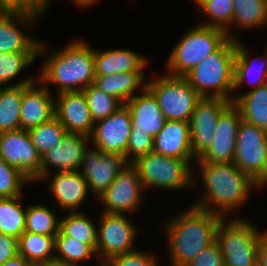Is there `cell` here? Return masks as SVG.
Here are the masks:
<instances>
[{"instance_id": "11", "label": "cell", "mask_w": 267, "mask_h": 266, "mask_svg": "<svg viewBox=\"0 0 267 266\" xmlns=\"http://www.w3.org/2000/svg\"><path fill=\"white\" fill-rule=\"evenodd\" d=\"M0 157L18 169L31 182L41 179V155L27 130L0 133Z\"/></svg>"}, {"instance_id": "24", "label": "cell", "mask_w": 267, "mask_h": 266, "mask_svg": "<svg viewBox=\"0 0 267 266\" xmlns=\"http://www.w3.org/2000/svg\"><path fill=\"white\" fill-rule=\"evenodd\" d=\"M147 59L126 49H112L104 52L95 50V75H114L119 72H143Z\"/></svg>"}, {"instance_id": "1", "label": "cell", "mask_w": 267, "mask_h": 266, "mask_svg": "<svg viewBox=\"0 0 267 266\" xmlns=\"http://www.w3.org/2000/svg\"><path fill=\"white\" fill-rule=\"evenodd\" d=\"M198 166L201 169L206 196L193 206L218 214L222 218L247 200L251 188L261 187L233 162H198Z\"/></svg>"}, {"instance_id": "23", "label": "cell", "mask_w": 267, "mask_h": 266, "mask_svg": "<svg viewBox=\"0 0 267 266\" xmlns=\"http://www.w3.org/2000/svg\"><path fill=\"white\" fill-rule=\"evenodd\" d=\"M52 177L49 188L61 209L75 212L88 193V185L84 176L79 171H73L56 172Z\"/></svg>"}, {"instance_id": "38", "label": "cell", "mask_w": 267, "mask_h": 266, "mask_svg": "<svg viewBox=\"0 0 267 266\" xmlns=\"http://www.w3.org/2000/svg\"><path fill=\"white\" fill-rule=\"evenodd\" d=\"M38 55L39 52L0 53V87L14 79Z\"/></svg>"}, {"instance_id": "18", "label": "cell", "mask_w": 267, "mask_h": 266, "mask_svg": "<svg viewBox=\"0 0 267 266\" xmlns=\"http://www.w3.org/2000/svg\"><path fill=\"white\" fill-rule=\"evenodd\" d=\"M89 140L90 137L86 135L67 133L41 157V179L48 177V167L51 166L57 168L58 172L79 171Z\"/></svg>"}, {"instance_id": "16", "label": "cell", "mask_w": 267, "mask_h": 266, "mask_svg": "<svg viewBox=\"0 0 267 266\" xmlns=\"http://www.w3.org/2000/svg\"><path fill=\"white\" fill-rule=\"evenodd\" d=\"M232 103L223 98L202 97L191 116L190 136L192 151L197 158L210 146L221 113Z\"/></svg>"}, {"instance_id": "27", "label": "cell", "mask_w": 267, "mask_h": 266, "mask_svg": "<svg viewBox=\"0 0 267 266\" xmlns=\"http://www.w3.org/2000/svg\"><path fill=\"white\" fill-rule=\"evenodd\" d=\"M143 75V72H119L114 75L96 76L94 85L125 103L135 96L133 92L137 88L143 90L146 87Z\"/></svg>"}, {"instance_id": "33", "label": "cell", "mask_w": 267, "mask_h": 266, "mask_svg": "<svg viewBox=\"0 0 267 266\" xmlns=\"http://www.w3.org/2000/svg\"><path fill=\"white\" fill-rule=\"evenodd\" d=\"M25 231L40 235L56 236L59 232L60 220L43 204L26 207Z\"/></svg>"}, {"instance_id": "25", "label": "cell", "mask_w": 267, "mask_h": 266, "mask_svg": "<svg viewBox=\"0 0 267 266\" xmlns=\"http://www.w3.org/2000/svg\"><path fill=\"white\" fill-rule=\"evenodd\" d=\"M33 82L35 80L30 76L17 84L0 87V133L20 129L23 85Z\"/></svg>"}, {"instance_id": "28", "label": "cell", "mask_w": 267, "mask_h": 266, "mask_svg": "<svg viewBox=\"0 0 267 266\" xmlns=\"http://www.w3.org/2000/svg\"><path fill=\"white\" fill-rule=\"evenodd\" d=\"M55 236L24 232L18 238V254L35 266L49 263L54 259Z\"/></svg>"}, {"instance_id": "43", "label": "cell", "mask_w": 267, "mask_h": 266, "mask_svg": "<svg viewBox=\"0 0 267 266\" xmlns=\"http://www.w3.org/2000/svg\"><path fill=\"white\" fill-rule=\"evenodd\" d=\"M18 254V239L0 232V266Z\"/></svg>"}, {"instance_id": "12", "label": "cell", "mask_w": 267, "mask_h": 266, "mask_svg": "<svg viewBox=\"0 0 267 266\" xmlns=\"http://www.w3.org/2000/svg\"><path fill=\"white\" fill-rule=\"evenodd\" d=\"M42 14L31 10H0V53L4 52H39L46 55V49L40 42L24 34L19 26L26 27L37 22Z\"/></svg>"}, {"instance_id": "8", "label": "cell", "mask_w": 267, "mask_h": 266, "mask_svg": "<svg viewBox=\"0 0 267 266\" xmlns=\"http://www.w3.org/2000/svg\"><path fill=\"white\" fill-rule=\"evenodd\" d=\"M166 120L189 123L196 103L202 98L183 76L170 74L146 83Z\"/></svg>"}, {"instance_id": "36", "label": "cell", "mask_w": 267, "mask_h": 266, "mask_svg": "<svg viewBox=\"0 0 267 266\" xmlns=\"http://www.w3.org/2000/svg\"><path fill=\"white\" fill-rule=\"evenodd\" d=\"M86 97L92 119L95 122L105 119L116 112L124 103L118 98L106 94L91 84L82 91Z\"/></svg>"}, {"instance_id": "19", "label": "cell", "mask_w": 267, "mask_h": 266, "mask_svg": "<svg viewBox=\"0 0 267 266\" xmlns=\"http://www.w3.org/2000/svg\"><path fill=\"white\" fill-rule=\"evenodd\" d=\"M55 117L67 133L91 136L95 126L86 97L82 91L56 95Z\"/></svg>"}, {"instance_id": "39", "label": "cell", "mask_w": 267, "mask_h": 266, "mask_svg": "<svg viewBox=\"0 0 267 266\" xmlns=\"http://www.w3.org/2000/svg\"><path fill=\"white\" fill-rule=\"evenodd\" d=\"M31 182L0 157V198L21 196L22 184Z\"/></svg>"}, {"instance_id": "34", "label": "cell", "mask_w": 267, "mask_h": 266, "mask_svg": "<svg viewBox=\"0 0 267 266\" xmlns=\"http://www.w3.org/2000/svg\"><path fill=\"white\" fill-rule=\"evenodd\" d=\"M27 132L41 156L67 134L65 127L55 116L39 126L30 128Z\"/></svg>"}, {"instance_id": "32", "label": "cell", "mask_w": 267, "mask_h": 266, "mask_svg": "<svg viewBox=\"0 0 267 266\" xmlns=\"http://www.w3.org/2000/svg\"><path fill=\"white\" fill-rule=\"evenodd\" d=\"M232 23L247 29L267 24L266 0H234Z\"/></svg>"}, {"instance_id": "47", "label": "cell", "mask_w": 267, "mask_h": 266, "mask_svg": "<svg viewBox=\"0 0 267 266\" xmlns=\"http://www.w3.org/2000/svg\"><path fill=\"white\" fill-rule=\"evenodd\" d=\"M0 10H15V0H0Z\"/></svg>"}, {"instance_id": "30", "label": "cell", "mask_w": 267, "mask_h": 266, "mask_svg": "<svg viewBox=\"0 0 267 266\" xmlns=\"http://www.w3.org/2000/svg\"><path fill=\"white\" fill-rule=\"evenodd\" d=\"M20 198H0V232L16 239L25 232L26 222V210L22 208Z\"/></svg>"}, {"instance_id": "17", "label": "cell", "mask_w": 267, "mask_h": 266, "mask_svg": "<svg viewBox=\"0 0 267 266\" xmlns=\"http://www.w3.org/2000/svg\"><path fill=\"white\" fill-rule=\"evenodd\" d=\"M242 121L240 110L231 103L220 115L210 146L197 158L198 162L231 163L236 147L238 127Z\"/></svg>"}, {"instance_id": "45", "label": "cell", "mask_w": 267, "mask_h": 266, "mask_svg": "<svg viewBox=\"0 0 267 266\" xmlns=\"http://www.w3.org/2000/svg\"><path fill=\"white\" fill-rule=\"evenodd\" d=\"M257 266H267V232L262 236L258 246Z\"/></svg>"}, {"instance_id": "10", "label": "cell", "mask_w": 267, "mask_h": 266, "mask_svg": "<svg viewBox=\"0 0 267 266\" xmlns=\"http://www.w3.org/2000/svg\"><path fill=\"white\" fill-rule=\"evenodd\" d=\"M136 227L124 214L102 213L97 229V257L102 265L114 256L125 254L135 249L133 240Z\"/></svg>"}, {"instance_id": "14", "label": "cell", "mask_w": 267, "mask_h": 266, "mask_svg": "<svg viewBox=\"0 0 267 266\" xmlns=\"http://www.w3.org/2000/svg\"><path fill=\"white\" fill-rule=\"evenodd\" d=\"M126 164L122 155L87 148L79 167L82 171L79 172L87 181L88 190L100 198Z\"/></svg>"}, {"instance_id": "35", "label": "cell", "mask_w": 267, "mask_h": 266, "mask_svg": "<svg viewBox=\"0 0 267 266\" xmlns=\"http://www.w3.org/2000/svg\"><path fill=\"white\" fill-rule=\"evenodd\" d=\"M55 251L59 256L55 254L54 259L71 264H79L94 253L96 256V250L91 245L65 236L60 230L55 236Z\"/></svg>"}, {"instance_id": "44", "label": "cell", "mask_w": 267, "mask_h": 266, "mask_svg": "<svg viewBox=\"0 0 267 266\" xmlns=\"http://www.w3.org/2000/svg\"><path fill=\"white\" fill-rule=\"evenodd\" d=\"M50 0H15V10H31L44 14Z\"/></svg>"}, {"instance_id": "13", "label": "cell", "mask_w": 267, "mask_h": 266, "mask_svg": "<svg viewBox=\"0 0 267 266\" xmlns=\"http://www.w3.org/2000/svg\"><path fill=\"white\" fill-rule=\"evenodd\" d=\"M142 188L138 169L132 163H127L111 185L98 198L104 203V213L134 212L140 204Z\"/></svg>"}, {"instance_id": "21", "label": "cell", "mask_w": 267, "mask_h": 266, "mask_svg": "<svg viewBox=\"0 0 267 266\" xmlns=\"http://www.w3.org/2000/svg\"><path fill=\"white\" fill-rule=\"evenodd\" d=\"M153 151L164 156L191 162L194 158L189 123L166 120L163 128L154 137Z\"/></svg>"}, {"instance_id": "9", "label": "cell", "mask_w": 267, "mask_h": 266, "mask_svg": "<svg viewBox=\"0 0 267 266\" xmlns=\"http://www.w3.org/2000/svg\"><path fill=\"white\" fill-rule=\"evenodd\" d=\"M233 163L256 183L267 184V130L241 121Z\"/></svg>"}, {"instance_id": "46", "label": "cell", "mask_w": 267, "mask_h": 266, "mask_svg": "<svg viewBox=\"0 0 267 266\" xmlns=\"http://www.w3.org/2000/svg\"><path fill=\"white\" fill-rule=\"evenodd\" d=\"M2 266H35V265L32 262L27 261L20 254H17L13 258L7 260Z\"/></svg>"}, {"instance_id": "37", "label": "cell", "mask_w": 267, "mask_h": 266, "mask_svg": "<svg viewBox=\"0 0 267 266\" xmlns=\"http://www.w3.org/2000/svg\"><path fill=\"white\" fill-rule=\"evenodd\" d=\"M199 8L205 14L210 15V22H204L202 25L216 27L228 32L229 25L232 24L234 15V0H205L199 5ZM229 33V34H228Z\"/></svg>"}, {"instance_id": "5", "label": "cell", "mask_w": 267, "mask_h": 266, "mask_svg": "<svg viewBox=\"0 0 267 266\" xmlns=\"http://www.w3.org/2000/svg\"><path fill=\"white\" fill-rule=\"evenodd\" d=\"M222 218L216 230L217 241L225 266H257V251L262 236L248 220L235 218L229 223ZM251 223V224H250Z\"/></svg>"}, {"instance_id": "31", "label": "cell", "mask_w": 267, "mask_h": 266, "mask_svg": "<svg viewBox=\"0 0 267 266\" xmlns=\"http://www.w3.org/2000/svg\"><path fill=\"white\" fill-rule=\"evenodd\" d=\"M70 213L68 217L60 219L59 230L65 236L89 244L96 250L97 226L94 225L93 220L78 211H70Z\"/></svg>"}, {"instance_id": "40", "label": "cell", "mask_w": 267, "mask_h": 266, "mask_svg": "<svg viewBox=\"0 0 267 266\" xmlns=\"http://www.w3.org/2000/svg\"><path fill=\"white\" fill-rule=\"evenodd\" d=\"M154 138L146 132L131 131L124 159L127 163L135 162L139 157L153 151Z\"/></svg>"}, {"instance_id": "29", "label": "cell", "mask_w": 267, "mask_h": 266, "mask_svg": "<svg viewBox=\"0 0 267 266\" xmlns=\"http://www.w3.org/2000/svg\"><path fill=\"white\" fill-rule=\"evenodd\" d=\"M246 50L241 44L238 39L236 41V57H235V62H234V90L237 88L241 87V85L247 80L251 85L254 86V89L259 87L262 84L267 83V56L263 57V63L261 62V65H258V69L256 70L257 75L256 79L253 78L252 81H249V76L251 71H253V65L254 61L256 59H249V52ZM261 67V68H260ZM254 70V71H255ZM250 77V76H249Z\"/></svg>"}, {"instance_id": "22", "label": "cell", "mask_w": 267, "mask_h": 266, "mask_svg": "<svg viewBox=\"0 0 267 266\" xmlns=\"http://www.w3.org/2000/svg\"><path fill=\"white\" fill-rule=\"evenodd\" d=\"M140 93L142 95H135L124 103L131 113V131L146 132L154 138L163 128L166 118L156 98L146 87Z\"/></svg>"}, {"instance_id": "2", "label": "cell", "mask_w": 267, "mask_h": 266, "mask_svg": "<svg viewBox=\"0 0 267 266\" xmlns=\"http://www.w3.org/2000/svg\"><path fill=\"white\" fill-rule=\"evenodd\" d=\"M221 219L218 214L193 205L185 213L171 219L165 226L171 266H186L213 243Z\"/></svg>"}, {"instance_id": "26", "label": "cell", "mask_w": 267, "mask_h": 266, "mask_svg": "<svg viewBox=\"0 0 267 266\" xmlns=\"http://www.w3.org/2000/svg\"><path fill=\"white\" fill-rule=\"evenodd\" d=\"M233 104L240 110L243 121L267 130V83L233 96Z\"/></svg>"}, {"instance_id": "41", "label": "cell", "mask_w": 267, "mask_h": 266, "mask_svg": "<svg viewBox=\"0 0 267 266\" xmlns=\"http://www.w3.org/2000/svg\"><path fill=\"white\" fill-rule=\"evenodd\" d=\"M157 264L153 254L134 250L112 257L103 266H158Z\"/></svg>"}, {"instance_id": "49", "label": "cell", "mask_w": 267, "mask_h": 266, "mask_svg": "<svg viewBox=\"0 0 267 266\" xmlns=\"http://www.w3.org/2000/svg\"><path fill=\"white\" fill-rule=\"evenodd\" d=\"M78 6L87 7L98 0H73Z\"/></svg>"}, {"instance_id": "50", "label": "cell", "mask_w": 267, "mask_h": 266, "mask_svg": "<svg viewBox=\"0 0 267 266\" xmlns=\"http://www.w3.org/2000/svg\"><path fill=\"white\" fill-rule=\"evenodd\" d=\"M196 1V3L198 4V6L202 3V2H204L205 0H195Z\"/></svg>"}, {"instance_id": "15", "label": "cell", "mask_w": 267, "mask_h": 266, "mask_svg": "<svg viewBox=\"0 0 267 266\" xmlns=\"http://www.w3.org/2000/svg\"><path fill=\"white\" fill-rule=\"evenodd\" d=\"M90 141L93 147L104 153L126 154L129 136L132 129V117L124 104L105 119L94 123Z\"/></svg>"}, {"instance_id": "3", "label": "cell", "mask_w": 267, "mask_h": 266, "mask_svg": "<svg viewBox=\"0 0 267 266\" xmlns=\"http://www.w3.org/2000/svg\"><path fill=\"white\" fill-rule=\"evenodd\" d=\"M49 55L39 74V81L44 85L47 83L59 85L57 94L83 91L94 84L95 50L85 41L76 40L59 52H52Z\"/></svg>"}, {"instance_id": "42", "label": "cell", "mask_w": 267, "mask_h": 266, "mask_svg": "<svg viewBox=\"0 0 267 266\" xmlns=\"http://www.w3.org/2000/svg\"><path fill=\"white\" fill-rule=\"evenodd\" d=\"M186 266H225L224 258L221 254L217 241L215 240L207 248L202 250Z\"/></svg>"}, {"instance_id": "20", "label": "cell", "mask_w": 267, "mask_h": 266, "mask_svg": "<svg viewBox=\"0 0 267 266\" xmlns=\"http://www.w3.org/2000/svg\"><path fill=\"white\" fill-rule=\"evenodd\" d=\"M35 82L23 85L20 128L29 130L55 116V101L46 85L35 87Z\"/></svg>"}, {"instance_id": "48", "label": "cell", "mask_w": 267, "mask_h": 266, "mask_svg": "<svg viewBox=\"0 0 267 266\" xmlns=\"http://www.w3.org/2000/svg\"><path fill=\"white\" fill-rule=\"evenodd\" d=\"M40 266H79V265L78 264H71V263H67V262H62V261H58L56 259H53L49 263H46V264H43ZM101 266H103V265L101 264Z\"/></svg>"}, {"instance_id": "4", "label": "cell", "mask_w": 267, "mask_h": 266, "mask_svg": "<svg viewBox=\"0 0 267 266\" xmlns=\"http://www.w3.org/2000/svg\"><path fill=\"white\" fill-rule=\"evenodd\" d=\"M236 41L233 36L228 37L184 76L201 97L223 98L233 103L230 91H234Z\"/></svg>"}, {"instance_id": "7", "label": "cell", "mask_w": 267, "mask_h": 266, "mask_svg": "<svg viewBox=\"0 0 267 266\" xmlns=\"http://www.w3.org/2000/svg\"><path fill=\"white\" fill-rule=\"evenodd\" d=\"M139 173L143 187L162 189H184L196 186L193 178V164L184 159L164 156L151 151L132 163Z\"/></svg>"}, {"instance_id": "6", "label": "cell", "mask_w": 267, "mask_h": 266, "mask_svg": "<svg viewBox=\"0 0 267 266\" xmlns=\"http://www.w3.org/2000/svg\"><path fill=\"white\" fill-rule=\"evenodd\" d=\"M224 30L196 25L189 30L173 48L168 61V74L185 76L199 62L214 52L226 39Z\"/></svg>"}]
</instances>
